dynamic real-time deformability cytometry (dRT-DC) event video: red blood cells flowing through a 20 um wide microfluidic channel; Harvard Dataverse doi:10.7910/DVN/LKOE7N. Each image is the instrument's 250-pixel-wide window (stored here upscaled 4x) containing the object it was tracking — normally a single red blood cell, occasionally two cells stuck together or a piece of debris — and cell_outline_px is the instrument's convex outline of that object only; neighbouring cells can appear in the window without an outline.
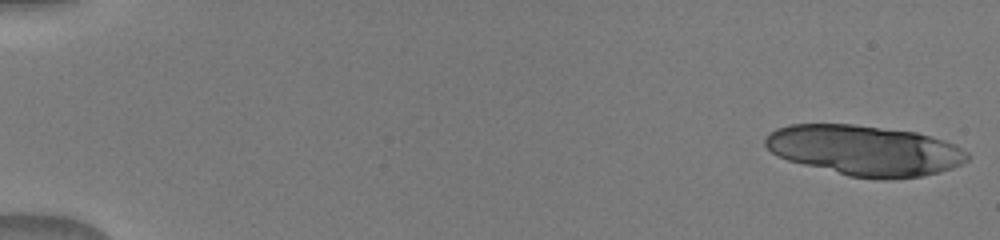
{"species": "human", "species_latin": "Homo sapiens", "temperature_condition": "warm", "stored_images_in_passage": 17, "camera_frame_rate_fps": 3000, "um_per_image_px": 0.085, "donor": {"sex": "male"}, "frame": {"image": 1, "passage_image": 1, "time_ms": 0.0, "image_size_px": [1000, 240], "cell_outline_px": [[972, 156], [968, 160], [952, 168], [940, 172], [924, 176], [888, 180], [880, 180], [848, 176], [788, 160], [772, 152], [764, 144], [764, 140], [768, 132], [776, 128], [788, 124], [852, 124], [916, 132], [932, 136], [956, 144], [968, 152]], "centroid_in_image_um": [73.54, 12.79], "position_along_channel_um": 11.5, "area_um2": 59.71}}